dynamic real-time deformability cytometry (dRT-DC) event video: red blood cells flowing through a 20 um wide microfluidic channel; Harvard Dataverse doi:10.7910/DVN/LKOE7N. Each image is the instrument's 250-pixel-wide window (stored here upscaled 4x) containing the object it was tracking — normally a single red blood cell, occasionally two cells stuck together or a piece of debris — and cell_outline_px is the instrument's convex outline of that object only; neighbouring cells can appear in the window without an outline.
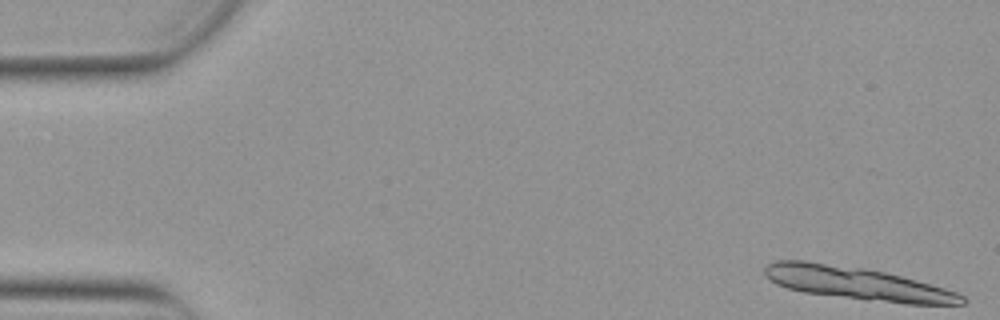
{"species": "Egyptian fruit bat (a non-hibernating species)", "species_latin": "Rousettus aegyptiacus", "temperature_condition": "warm", "stored_images_in_passage": 12, "camera_frame_rate_fps": 3000, "um_per_image_px": 0.085, "animal": {"sex": "female"}, "frame": {"image": 1, "passage_image": 1, "time_ms": 0.0, "image_size_px": [1000, 320], "cell_outline_px": [[968, 300], [964, 304], [904, 304], [868, 300], [804, 292], [788, 288], [776, 284], [764, 276], [764, 268], [768, 264], [776, 260], [804, 260], [864, 268], [884, 272], [916, 280], [944, 288], [956, 292], [964, 296]], "centroid_in_image_um": [72.84, 24.09], "position_along_channel_um": 12.2, "area_um2": 37.63}}